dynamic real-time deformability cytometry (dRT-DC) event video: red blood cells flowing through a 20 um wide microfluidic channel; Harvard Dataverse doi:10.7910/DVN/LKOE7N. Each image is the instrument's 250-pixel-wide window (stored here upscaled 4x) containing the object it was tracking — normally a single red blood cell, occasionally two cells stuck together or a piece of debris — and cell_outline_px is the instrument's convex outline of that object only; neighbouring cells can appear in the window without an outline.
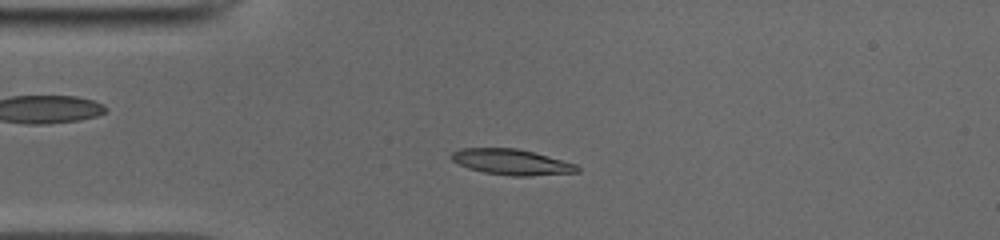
{"species": "common noctule bat (a hibernating species)", "species_latin": "Nyctalus noctula", "temperature_condition": "cold", "stored_images_in_passage": 49, "camera_frame_rate_fps": 3000, "um_per_image_px": 0.085, "animal": {"sex": "male", "body_mass_g": 19.0, "forearm_length_mm": 50.8}, "frame": {"image": 1, "passage_image": 11, "time_ms": 3.333, "image_size_px": [1000, 240], "cell_outline_px": [[580, 172], [528, 176], [512, 176], [484, 172], [468, 168], [452, 160], [452, 152], [460, 148], [516, 148], [532, 152], [576, 164], [580, 168]], "centroid_in_image_um": [43.49, 13.77], "position_along_channel_um": 41.5, "area_um2": 18.61}}
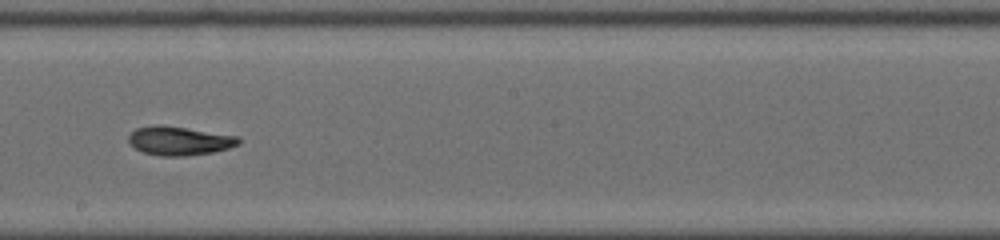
{"frame": {"image": 2, "passage_image": 27, "time_ms": 8.667, "image_size_px": [1000, 240], "cell_outline_px": [[240, 144], [228, 148], [212, 152], [184, 156], [160, 156], [144, 152], [128, 144], [128, 136], [136, 128], [156, 124], [160, 124], [240, 136]], "centroid_in_image_um": [15.23, 11.96], "position_along_channel_um": 233.0, "area_um2": 18.55}}
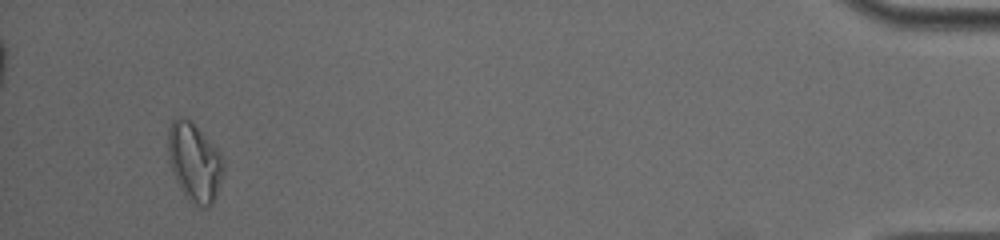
{"frame": {"image": 3, "passage_image": 47, "time_ms": 15.333, "image_size_px": [1000, 240], "cell_outline_px": [[224, 172], [216, 196], [212, 204], [192, 204], [188, 200], [180, 188], [176, 180], [168, 160], [168, 128], [172, 120], [180, 116], [192, 120], [220, 152], [224, 160]], "centroid_in_image_um": [16.53, 13.73], "position_along_channel_um": 418.7, "area_um2": 25.43}}